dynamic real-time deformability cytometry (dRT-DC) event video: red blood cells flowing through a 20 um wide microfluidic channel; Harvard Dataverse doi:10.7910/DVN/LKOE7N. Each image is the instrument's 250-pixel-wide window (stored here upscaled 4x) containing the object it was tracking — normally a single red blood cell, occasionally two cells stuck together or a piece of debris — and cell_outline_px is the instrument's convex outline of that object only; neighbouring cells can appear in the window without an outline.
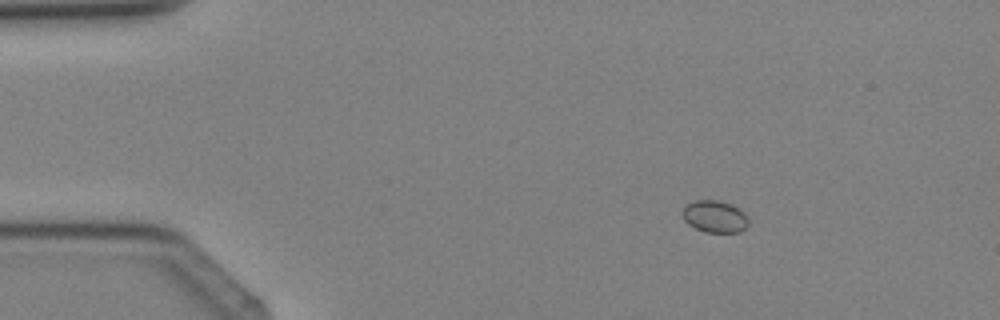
{"species": "Egyptian fruit bat (a non-hibernating species)", "species_latin": "Rousettus aegyptiacus", "temperature_condition": "cold", "stored_images_in_passage": 2, "camera_frame_rate_fps": 3000, "um_per_image_px": 0.085, "animal": {"sex": "female"}, "frame": {"image": 1, "passage_image": 1, "time_ms": 0.0, "image_size_px": [1000, 320], "cell_outline_px": [[748, 224], [740, 232], [704, 232], [688, 224], [684, 220], [680, 212], [688, 204], [696, 200], [716, 200], [732, 204], [740, 208], [748, 216]], "centroid_in_image_um": [60.76, 18.4], "position_along_channel_um": 24.2, "area_um2": 12.43}}